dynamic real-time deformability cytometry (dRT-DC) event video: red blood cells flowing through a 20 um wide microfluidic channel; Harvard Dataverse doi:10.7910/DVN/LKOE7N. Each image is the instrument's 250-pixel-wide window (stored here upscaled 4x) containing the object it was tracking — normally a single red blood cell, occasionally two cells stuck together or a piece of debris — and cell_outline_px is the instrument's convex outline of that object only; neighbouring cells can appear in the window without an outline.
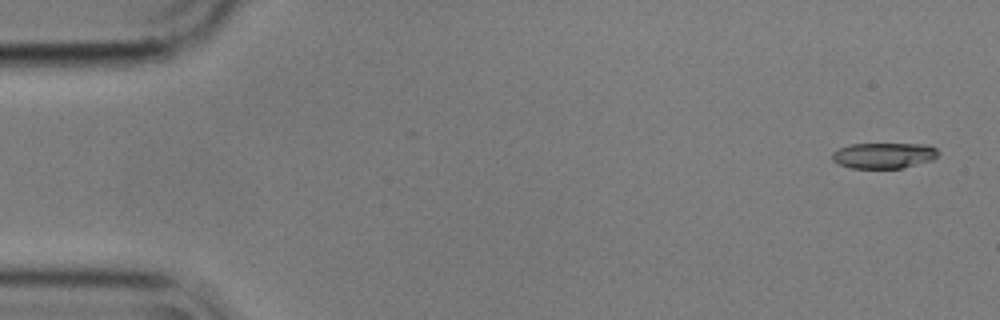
{"species": "common noctule bat (a hibernating species)", "species_latin": "Nyctalus noctula", "temperature_condition": "cold", "stored_images_in_passage": 5, "camera_frame_rate_fps": 3000, "um_per_image_px": 0.085, "animal": {"sex": "male", "body_mass_g": 17.9}, "frame": {"image": 1, "passage_image": 1, "time_ms": 0.0, "image_size_px": [1000, 320], "cell_outline_px": [[936, 156], [932, 160], [900, 168], [852, 168], [840, 164], [832, 160], [832, 152], [840, 148], [852, 144], [924, 144], [936, 148]], "centroid_in_image_um": [75.09, 13.21], "position_along_channel_um": 9.9, "area_um2": 15.61}}
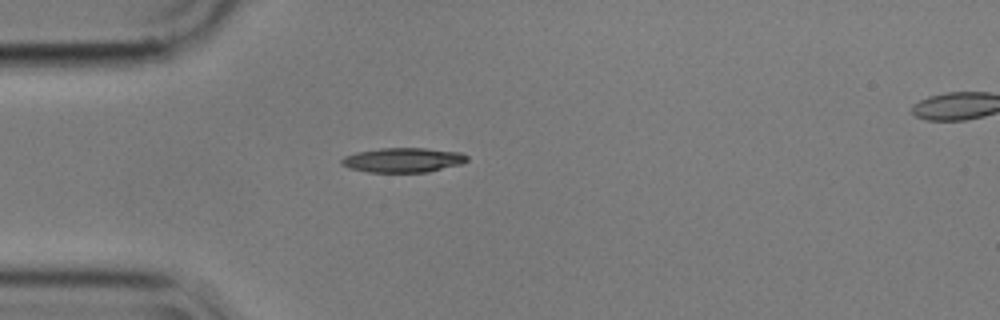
{"frame": {"image": 2, "passage_image": 4, "time_ms": 1.0, "image_size_px": [1000, 320], "cell_outline_px": [[468, 160], [460, 164], [428, 172], [368, 172], [348, 168], [340, 164], [340, 160], [344, 156], [356, 152], [380, 148], [424, 148], [460, 152], [468, 156]], "centroid_in_image_um": [34.22, 13.6], "position_along_channel_um": 50.8, "area_um2": 18.03}}